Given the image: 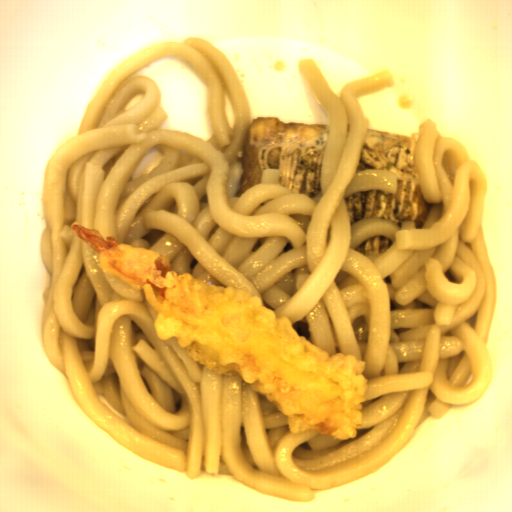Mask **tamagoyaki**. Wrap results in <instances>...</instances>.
<instances>
[{
	"label": "tamagoyaki",
	"mask_w": 512,
	"mask_h": 512,
	"mask_svg": "<svg viewBox=\"0 0 512 512\" xmlns=\"http://www.w3.org/2000/svg\"><path fill=\"white\" fill-rule=\"evenodd\" d=\"M418 139L371 129L364 132L358 171L384 169L396 174L397 193L385 194L367 190L351 194L346 200L350 224L364 218H384L396 221H416L421 229L432 204L421 191L416 166Z\"/></svg>",
	"instance_id": "833754b4"
},
{
	"label": "tamagoyaki",
	"mask_w": 512,
	"mask_h": 512,
	"mask_svg": "<svg viewBox=\"0 0 512 512\" xmlns=\"http://www.w3.org/2000/svg\"><path fill=\"white\" fill-rule=\"evenodd\" d=\"M392 240L387 236H375L369 239H366L360 247L355 248L359 252L365 255L376 254L379 252H384L386 249L391 247Z\"/></svg>",
	"instance_id": "9680ed9f"
},
{
	"label": "tamagoyaki",
	"mask_w": 512,
	"mask_h": 512,
	"mask_svg": "<svg viewBox=\"0 0 512 512\" xmlns=\"http://www.w3.org/2000/svg\"><path fill=\"white\" fill-rule=\"evenodd\" d=\"M329 124L283 122L272 116L251 120L241 147L242 172L234 197L261 182H276L317 204Z\"/></svg>",
	"instance_id": "81b7327e"
}]
</instances>
